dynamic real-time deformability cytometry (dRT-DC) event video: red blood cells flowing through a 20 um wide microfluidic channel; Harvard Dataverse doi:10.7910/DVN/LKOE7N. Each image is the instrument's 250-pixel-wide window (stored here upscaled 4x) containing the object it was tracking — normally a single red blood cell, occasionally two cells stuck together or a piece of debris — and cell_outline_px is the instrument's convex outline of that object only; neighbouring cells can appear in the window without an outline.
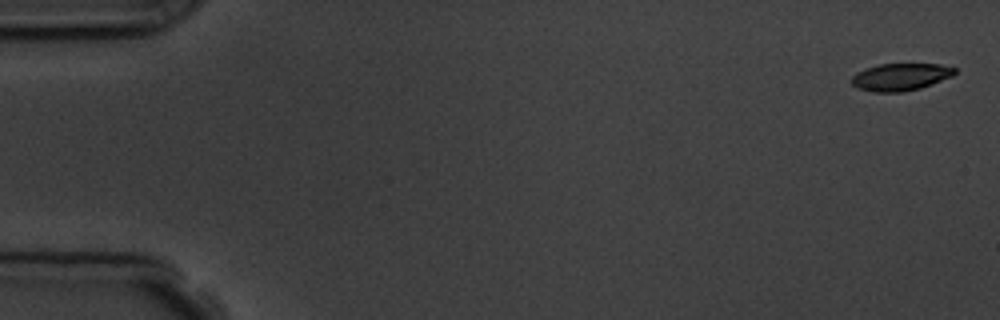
{"species": "common noctule bat (a hibernating species)", "species_latin": "Nyctalus noctula", "temperature_condition": "room temperature", "stored_images_in_passage": 7, "camera_frame_rate_fps": 3000, "um_per_image_px": 0.085, "animal": {"sex": "male", "body_mass_g": 19.5, "forearm_length_mm": 54.6}, "frame": {"image": 1, "passage_image": 1, "time_ms": 0.0, "image_size_px": [1000, 320], "cell_outline_px": [[956, 72], [952, 76], [920, 88], [900, 92], [872, 92], [856, 88], [852, 84], [852, 76], [856, 72], [864, 68], [880, 64], [940, 64], [956, 68]], "centroid_in_image_um": [76.51, 6.54], "position_along_channel_um": 8.5, "area_um2": 16.42}}
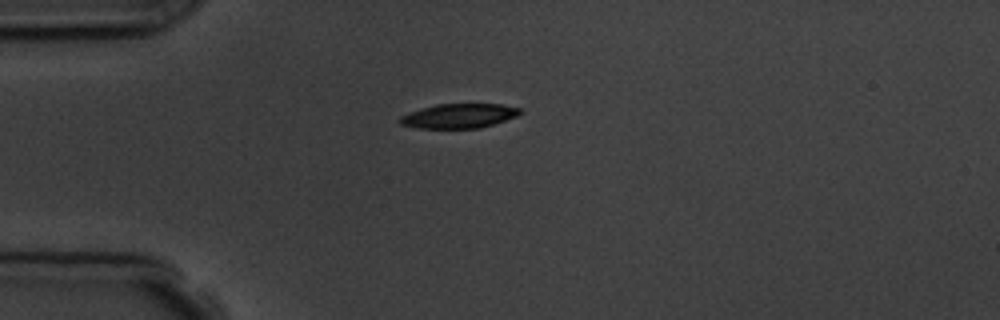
{"frame": {"image": 2, "passage_image": 5, "time_ms": 4.333, "image_size_px": [1000, 320], "cell_outline_px": [[524, 112], [516, 116], [480, 128], [420, 128], [400, 124], [400, 116], [408, 112], [436, 104], [500, 104], [520, 108]], "centroid_in_image_um": [39.01, 9.84], "position_along_channel_um": 46.0, "area_um2": 16.99}}
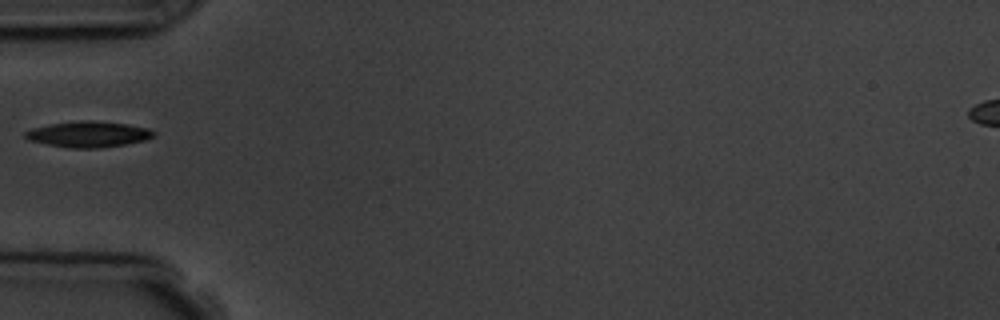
{"frame": {"image": 3, "passage_image": 6, "time_ms": 5.667, "image_size_px": [1000, 320], "cell_outline_px": [[156, 136], [144, 140], [124, 144], [100, 148], [68, 148], [28, 140], [24, 136], [24, 132], [32, 128], [48, 124], [80, 120], [92, 120], [128, 124], [148, 128], [156, 132]], "centroid_in_image_um": [7.51, 11.4], "position_along_channel_um": 77.5, "area_um2": 19.48}}